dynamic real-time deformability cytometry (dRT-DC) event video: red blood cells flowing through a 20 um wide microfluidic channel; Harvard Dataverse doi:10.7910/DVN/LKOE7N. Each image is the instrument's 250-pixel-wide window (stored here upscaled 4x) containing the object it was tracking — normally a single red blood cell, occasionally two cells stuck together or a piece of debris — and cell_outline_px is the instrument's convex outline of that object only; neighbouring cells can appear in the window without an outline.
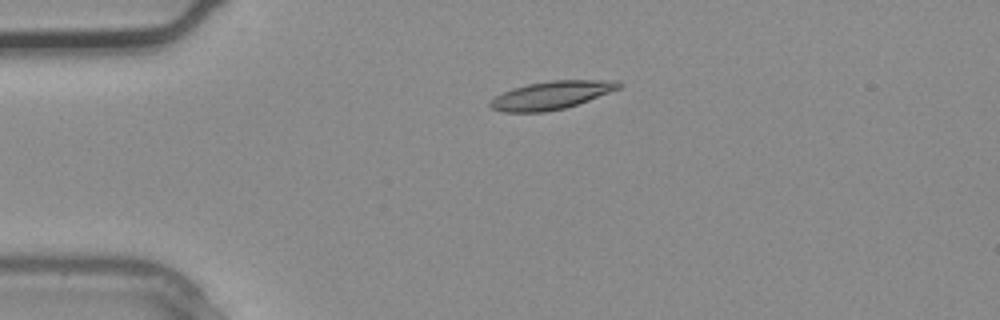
{"species": "common noctule bat (a hibernating species)", "species_latin": "Nyctalus noctula", "temperature_condition": "warm", "stored_images_in_passage": 2, "camera_frame_rate_fps": 3000, "um_per_image_px": 0.085, "animal": {"sex": "male", "body_mass_g": 20.4}, "frame": {"image": 1, "passage_image": 2, "time_ms": 0.333, "image_size_px": [1000, 320], "cell_outline_px": [[624, 84], [620, 88], [588, 100], [564, 108], [544, 112], [504, 112], [492, 108], [488, 104], [496, 96], [512, 88], [528, 84], [548, 80], [612, 80]], "centroid_in_image_um": [46.86, 8.08], "position_along_channel_um": 38.1, "area_um2": 20.81}}